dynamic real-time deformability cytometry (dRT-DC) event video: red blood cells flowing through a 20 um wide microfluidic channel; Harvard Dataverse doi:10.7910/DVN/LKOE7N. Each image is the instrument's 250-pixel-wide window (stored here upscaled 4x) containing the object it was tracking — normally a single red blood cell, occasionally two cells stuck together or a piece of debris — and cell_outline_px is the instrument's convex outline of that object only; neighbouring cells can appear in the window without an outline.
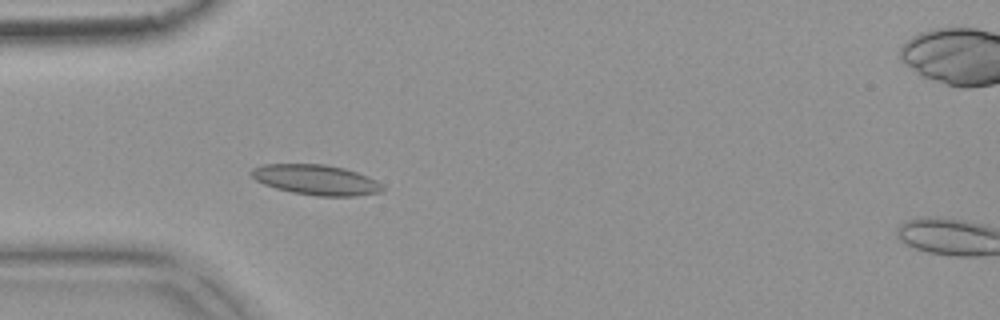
{"species": "common noctule bat (a hibernating species)", "species_latin": "Nyctalus noctula", "temperature_condition": "warm", "stored_images_in_passage": 44, "camera_frame_rate_fps": 3000, "um_per_image_px": 0.085, "animal": {"sex": "female", "body_mass_g": 18.4}, "frame": {"image": 1, "passage_image": 6, "time_ms": 1.667, "image_size_px": [1000, 320], "cell_outline_px": [[384, 188], [380, 192], [356, 196], [316, 196], [292, 192], [276, 188], [264, 184], [256, 180], [248, 172], [252, 168], [264, 164], [324, 164], [344, 168], [368, 176], [376, 180]], "centroid_in_image_um": [26.84, 15.28], "position_along_channel_um": 58.2, "area_um2": 23.06}}
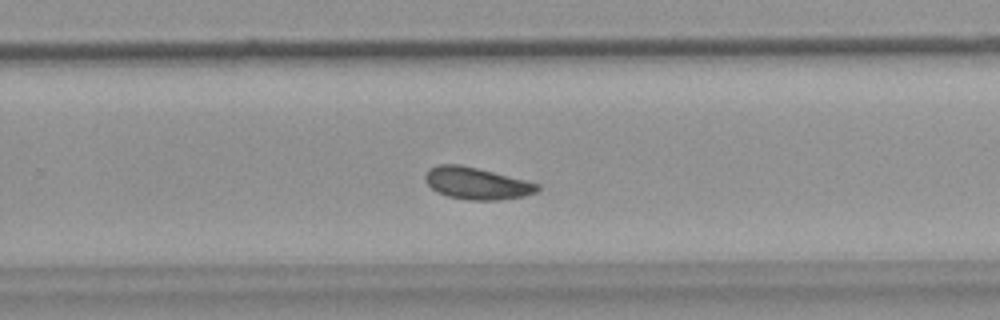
{"frame": {"image": 2, "passage_image": 25, "time_ms": 8.0, "image_size_px": [1000, 320], "cell_outline_px": [[540, 188], [536, 192], [524, 196], [500, 200], [468, 200], [448, 196], [436, 192], [424, 180], [424, 176], [428, 168], [440, 164], [460, 164], [540, 184]], "centroid_in_image_um": [40.48, 15.59], "position_along_channel_um": 289.3, "area_um2": 20.81}}
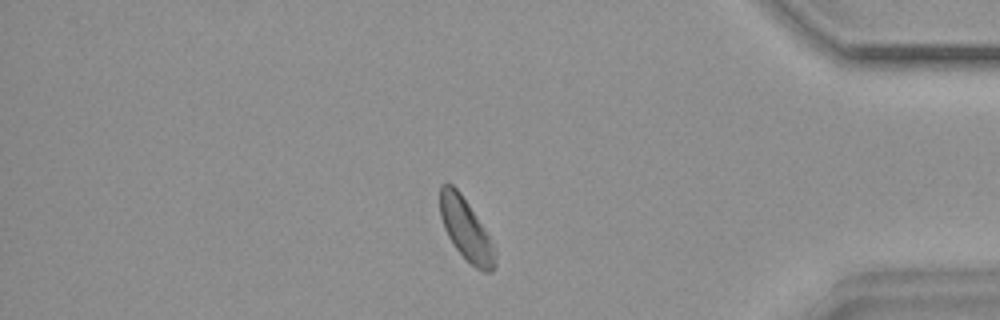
{"frame": {"image": 3, "passage_image": 36, "time_ms": 11.667, "image_size_px": [1000, 320], "cell_outline_px": [[496, 264], [492, 272], [484, 272], [476, 268], [456, 248], [448, 236], [444, 228], [440, 216], [440, 184], [452, 184], [460, 192], [468, 204], [496, 248]], "centroid_in_image_um": [39.61, 19.52], "position_along_channel_um": 395.6, "area_um2": 19.48}, "authors_computed_cell_mechanics": {"area_um2": 20.808, "velocity_mm_per_s": 3.7253, "shape_relaxation_time_tau1_ms": 3.7929, "shape_relaxation_time_tau2_ms": 5.3739, "deformation_change_tau1": 0.0718, "deformation_change_tau2": 0.0878}}